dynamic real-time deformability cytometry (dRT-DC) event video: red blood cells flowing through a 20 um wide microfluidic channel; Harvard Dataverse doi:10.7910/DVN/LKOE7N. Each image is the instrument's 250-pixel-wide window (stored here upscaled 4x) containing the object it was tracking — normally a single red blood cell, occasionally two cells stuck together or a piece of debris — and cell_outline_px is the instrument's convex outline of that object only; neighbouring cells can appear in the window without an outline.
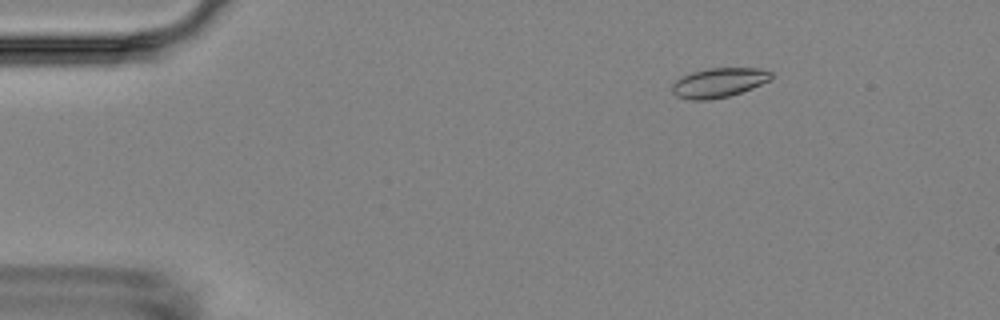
{"species": "Egyptian fruit bat (a non-hibernating species)", "species_latin": "Rousettus aegyptiacus", "temperature_condition": "room temperature", "stored_images_in_passage": 5, "camera_frame_rate_fps": 3000, "um_per_image_px": 0.085, "animal": {"sex": "female"}, "frame": {"image": 1, "passage_image": 3, "time_ms": 2.333, "image_size_px": [1000, 320], "cell_outline_px": [[772, 80], [752, 88], [728, 96], [708, 100], [692, 100], [676, 96], [672, 92], [672, 84], [680, 76], [692, 72], [708, 68], [760, 68], [772, 72]], "centroid_in_image_um": [61.1, 7.02], "position_along_channel_um": 23.9, "area_um2": 17.11}}